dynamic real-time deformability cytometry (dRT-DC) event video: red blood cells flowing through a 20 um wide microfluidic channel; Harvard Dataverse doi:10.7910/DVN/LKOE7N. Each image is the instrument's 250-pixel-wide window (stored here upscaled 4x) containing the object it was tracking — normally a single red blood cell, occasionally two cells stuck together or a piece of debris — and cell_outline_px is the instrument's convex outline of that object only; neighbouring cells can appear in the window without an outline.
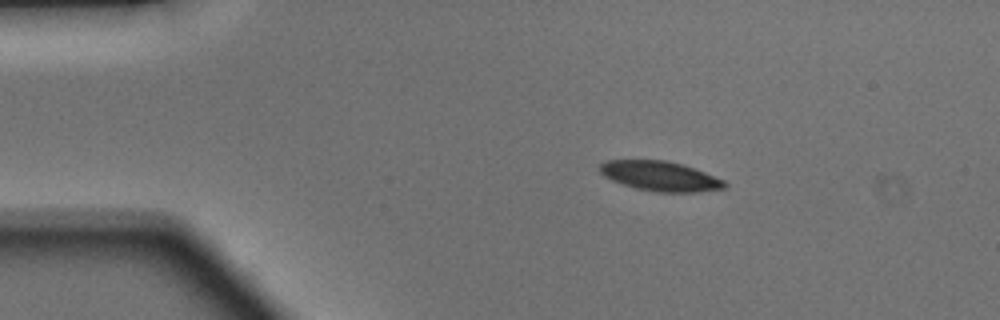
{"species": "Egyptian fruit bat (a non-hibernating species)", "species_latin": "Rousettus aegyptiacus", "temperature_condition": "warm", "stored_images_in_passage": 41, "camera_frame_rate_fps": 3000, "um_per_image_px": 0.085, "animal": {"sex": "male"}, "frame": {"image": 1, "passage_image": 1, "time_ms": 0.0, "image_size_px": [1000, 320], "cell_outline_px": [[728, 184], [724, 188], [692, 192], [660, 192], [636, 188], [612, 180], [604, 176], [600, 172], [600, 164], [604, 160], [668, 160], [704, 172], [724, 180]], "centroid_in_image_um": [56.09, 14.96], "position_along_channel_um": 28.9, "area_um2": 21.33}}
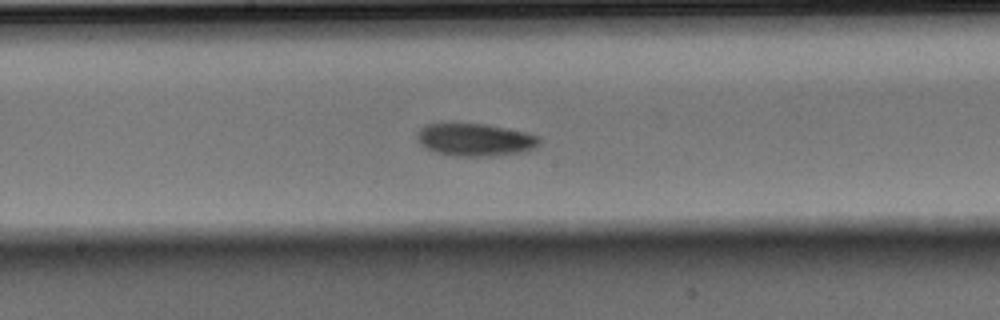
{"frame": {"image": 2, "passage_image": 18, "time_ms": 5.667, "image_size_px": [1000, 320], "cell_outline_px": [[540, 144], [536, 148], [528, 152], [492, 156], [452, 156], [436, 152], [424, 148], [416, 140], [416, 132], [424, 124], [484, 124], [524, 132], [540, 136]], "centroid_in_image_um": [40.38, 11.9], "position_along_channel_um": 207.8, "area_um2": 23.52}}
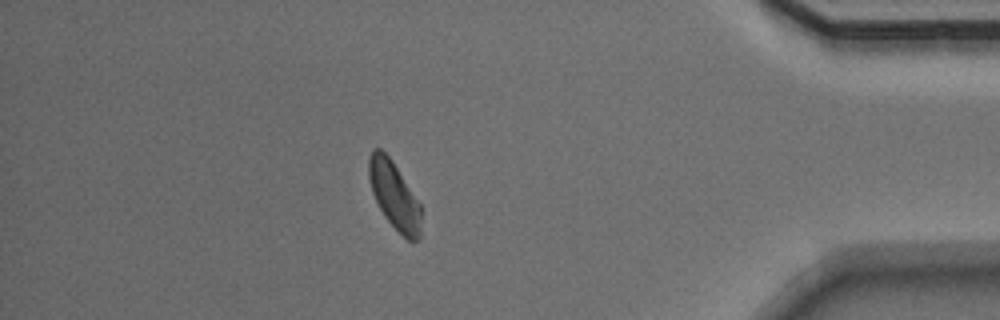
{"frame": {"image": 3, "passage_image": 35, "time_ms": 11.333, "image_size_px": [1000, 320], "cell_outline_px": [[420, 240], [412, 244], [384, 216], [372, 192], [368, 176], [368, 160], [372, 148], [380, 148], [392, 160], [420, 204]], "centroid_in_image_um": [33.5, 16.6], "position_along_channel_um": 401.7, "area_um2": 20.35}, "authors_computed_cell_mechanics": {"area_um2": 21.964, "velocity_mm_per_s": 4.1279, "shape_relaxation_time_tau1_ms": 2.1495, "shape_relaxation_time_tau2_ms": null, "deformation_change_tau1": 0.0833, "deformation_change_tau2": null}}